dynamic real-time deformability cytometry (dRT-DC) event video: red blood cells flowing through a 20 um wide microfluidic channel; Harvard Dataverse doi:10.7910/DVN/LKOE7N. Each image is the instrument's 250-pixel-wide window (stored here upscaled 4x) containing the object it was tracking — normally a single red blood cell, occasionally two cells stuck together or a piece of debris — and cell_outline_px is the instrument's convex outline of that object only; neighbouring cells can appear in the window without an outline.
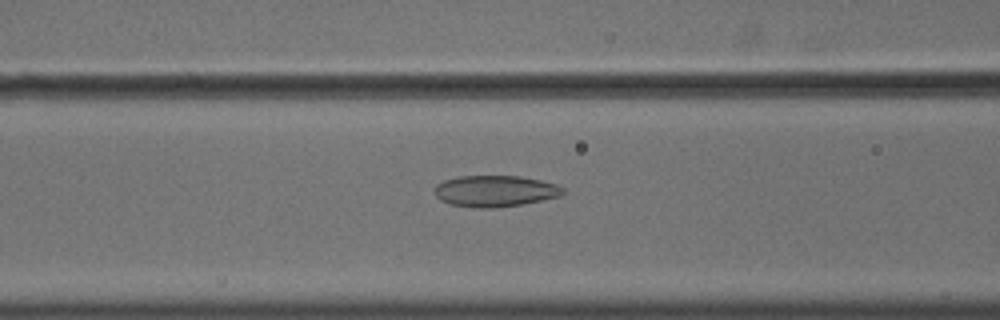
{"species": "common noctule bat (a hibernating species)", "species_latin": "Nyctalus noctula", "temperature_condition": "cold", "stored_images_in_passage": 36, "camera_frame_rate_fps": 3000, "um_per_image_px": 0.085, "animal": {"sex": "male", "body_mass_g": 18.8}, "frame": {"image": 1, "passage_image": 8, "time_ms": 2.333, "image_size_px": [1000, 320], "cell_outline_px": [[564, 192], [560, 196], [524, 204], [496, 208], [476, 208], [448, 204], [440, 200], [432, 192], [436, 184], [444, 180], [460, 176], [520, 176], [540, 180], [556, 184], [564, 188]], "centroid_in_image_um": [42.04, 16.25], "position_along_channel_um": 124.6, "area_um2": 23.7}}
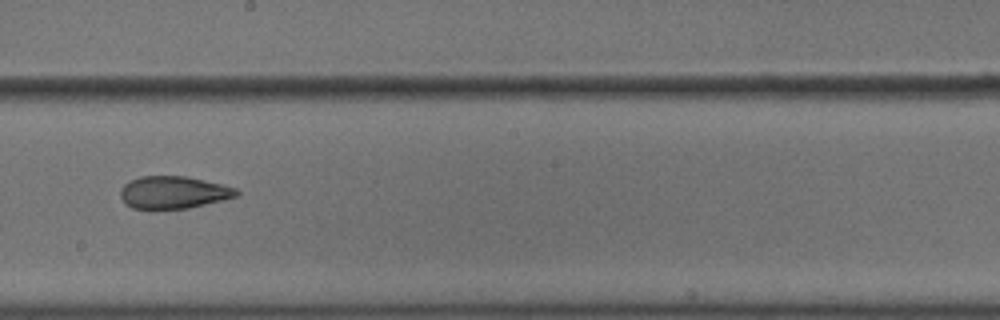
{"frame": {"image": 2, "passage_image": 17, "time_ms": 5.333, "image_size_px": [1000, 320], "cell_outline_px": [[240, 192], [236, 196], [188, 208], [132, 208], [124, 204], [120, 196], [120, 188], [124, 184], [140, 176], [184, 176], [204, 180], [236, 188]], "centroid_in_image_um": [14.69, 16.34], "position_along_channel_um": 233.5, "area_um2": 21.62}}
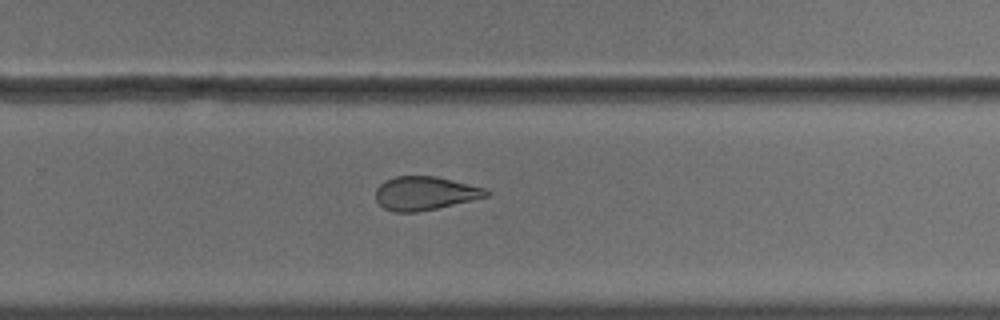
{"frame": {"image": 3, "passage_image": 22, "time_ms": 7.0, "image_size_px": [1000, 320], "cell_outline_px": [[492, 192], [488, 196], [472, 200], [436, 208], [416, 212], [392, 212], [384, 208], [376, 200], [376, 188], [384, 180], [396, 176], [436, 176], [484, 188]], "centroid_in_image_um": [36.1, 16.42], "position_along_channel_um": 293.7, "area_um2": 21.56}, "authors_computed_cell_mechanics": {"area_um2": 23.2067, "velocity_mm_per_s": 3.6236, "shape_relaxation_time_tau1_ms": 10.9645, "shape_relaxation_time_tau2_ms": 2.2835, "deformation_change_tau1": 0.2121, "deformation_change_tau2": 0.0965}}